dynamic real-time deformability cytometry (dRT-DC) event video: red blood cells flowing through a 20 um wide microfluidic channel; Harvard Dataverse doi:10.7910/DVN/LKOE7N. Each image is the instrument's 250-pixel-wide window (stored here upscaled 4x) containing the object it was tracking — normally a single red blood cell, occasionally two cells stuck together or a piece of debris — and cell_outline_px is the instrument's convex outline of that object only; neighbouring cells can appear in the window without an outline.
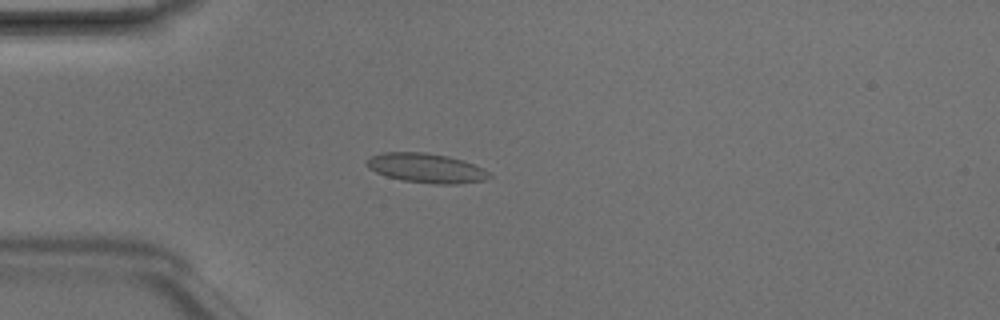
{"species": "Egyptian fruit bat (a non-hibernating species)", "species_latin": "Rousettus aegyptiacus", "temperature_condition": "room temperature", "stored_images_in_passage": 4, "camera_frame_rate_fps": 3000, "um_per_image_px": 0.085, "animal": {"sex": "male"}, "frame": {"image": 1, "passage_image": 3, "time_ms": 0.667, "image_size_px": [1000, 320], "cell_outline_px": [[492, 176], [484, 180], [456, 184], [436, 184], [404, 180], [388, 176], [376, 172], [368, 168], [368, 160], [372, 156], [384, 152], [424, 152], [448, 156], [484, 168]], "centroid_in_image_um": [36.25, 14.28], "position_along_channel_um": 48.7, "area_um2": 20.63}}